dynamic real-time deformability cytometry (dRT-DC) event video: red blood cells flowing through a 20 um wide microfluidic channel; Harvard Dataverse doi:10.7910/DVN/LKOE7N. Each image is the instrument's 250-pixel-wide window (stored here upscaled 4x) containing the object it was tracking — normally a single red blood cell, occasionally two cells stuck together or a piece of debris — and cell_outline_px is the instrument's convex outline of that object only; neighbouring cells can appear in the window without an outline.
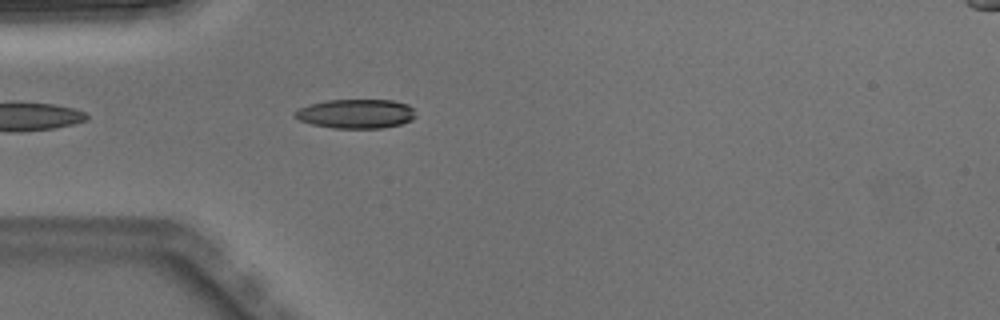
{"species": "Egyptian fruit bat (a non-hibernating species)", "species_latin": "Rousettus aegyptiacus", "temperature_condition": "warm", "stored_images_in_passage": 4, "camera_frame_rate_fps": 3000, "um_per_image_px": 0.085, "animal": {"sex": "male"}, "frame": {"image": 1, "passage_image": 4, "time_ms": 1.0, "image_size_px": [1000, 320], "cell_outline_px": [[416, 116], [412, 120], [400, 124], [380, 128], [332, 128], [312, 124], [300, 120], [292, 116], [300, 108], [308, 104], [328, 100], [392, 100], [408, 104], [412, 108]], "centroid_in_image_um": [30.26, 9.66], "position_along_channel_um": 54.7, "area_um2": 20.52}}